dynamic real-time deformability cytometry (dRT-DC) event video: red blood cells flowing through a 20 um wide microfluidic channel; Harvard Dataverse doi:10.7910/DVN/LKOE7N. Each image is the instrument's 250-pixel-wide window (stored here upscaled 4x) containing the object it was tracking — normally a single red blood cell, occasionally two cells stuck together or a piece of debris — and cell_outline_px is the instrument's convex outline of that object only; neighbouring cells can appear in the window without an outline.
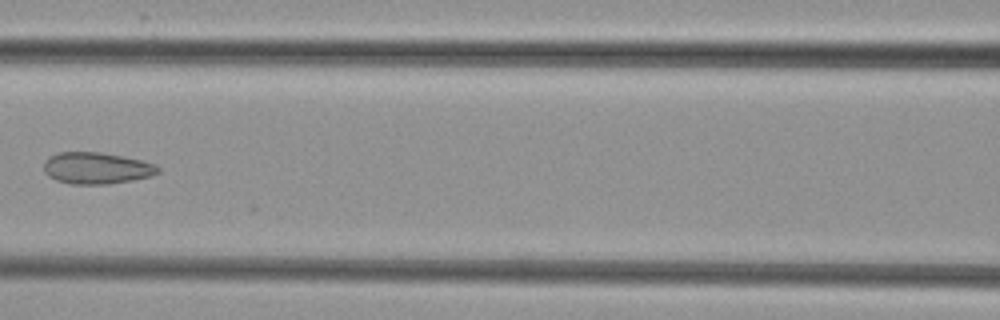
{"species": "common noctule bat (a hibernating species)", "species_latin": "Nyctalus noctula", "temperature_condition": "cold", "stored_images_in_passage": 8, "camera_frame_rate_fps": 3000, "um_per_image_px": 0.085, "animal": {"sex": "female", "body_mass_g": 29.2, "forearm_length_mm": 56.3}, "frame": {"image": 1, "passage_image": 7, "time_ms": 7.0, "image_size_px": [1000, 320], "cell_outline_px": [[160, 172], [152, 176], [132, 180], [108, 184], [68, 184], [56, 180], [48, 176], [44, 172], [44, 160], [48, 156], [56, 152], [100, 152], [140, 160], [156, 164], [160, 168]], "centroid_in_image_um": [8.18, 14.29], "position_along_channel_um": 158.4, "area_um2": 21.21}}
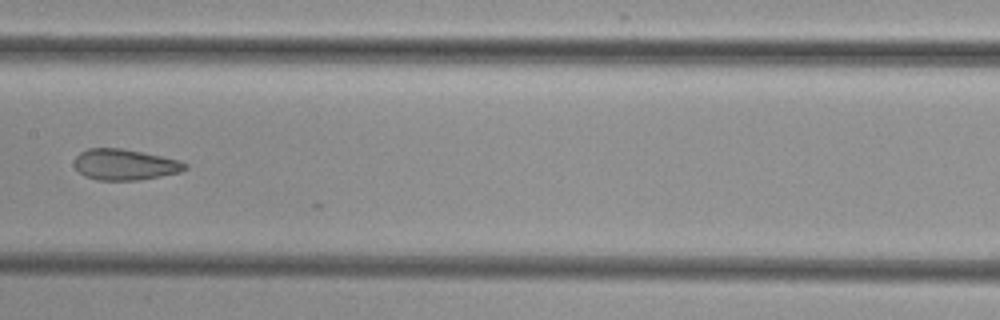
{"frame": {"image": 2, "passage_image": 8, "time_ms": 8.0, "image_size_px": [1000, 320], "cell_outline_px": [[188, 168], [180, 172], [160, 176], [136, 180], [96, 180], [84, 176], [76, 168], [76, 156], [80, 152], [88, 148], [120, 148], [180, 160], [188, 164]], "centroid_in_image_um": [10.62, 13.99], "position_along_channel_um": 196.8, "area_um2": 19.77}}